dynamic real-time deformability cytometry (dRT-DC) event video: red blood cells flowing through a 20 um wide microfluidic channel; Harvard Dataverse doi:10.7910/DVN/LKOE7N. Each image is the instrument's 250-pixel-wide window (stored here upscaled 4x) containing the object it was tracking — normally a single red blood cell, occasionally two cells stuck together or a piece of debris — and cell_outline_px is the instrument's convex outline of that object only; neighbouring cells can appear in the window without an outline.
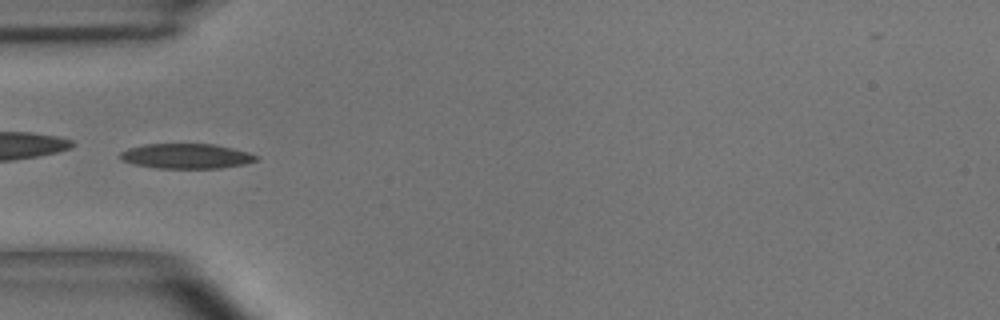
{"species": "common noctule bat (a hibernating species)", "species_latin": "Nyctalus noctula", "temperature_condition": "room temperature", "stored_images_in_passage": 39, "camera_frame_rate_fps": 3000, "um_per_image_px": 0.085, "animal": {"sex": "male", "body_mass_g": 15.6}, "frame": {"image": 1, "passage_image": 1, "time_ms": 0.0, "image_size_px": [1000, 320], "cell_outline_px": [[260, 156], [256, 160], [244, 164], [220, 168], [156, 168], [136, 164], [120, 160], [120, 152], [128, 148], [144, 144], [216, 144], [248, 152]], "centroid_in_image_um": [15.83, 13.26], "position_along_channel_um": 69.2, "area_um2": 19.77}}
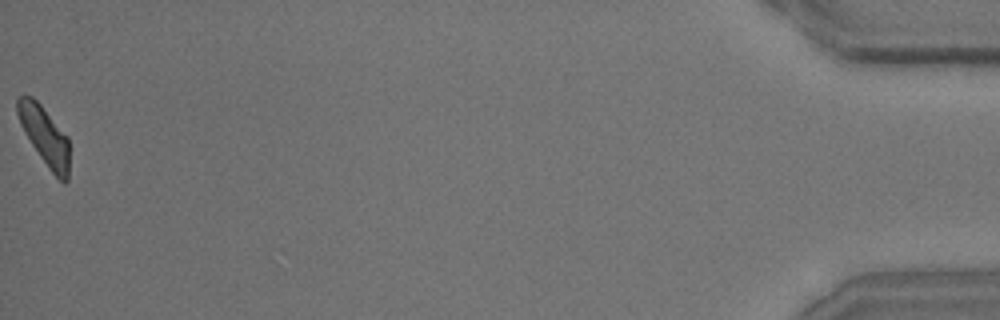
{"frame": {"image": 2, "passage_image": 39, "time_ms": 12.667, "image_size_px": [1000, 320], "cell_outline_px": [[68, 180], [64, 184], [48, 168], [24, 132], [20, 124], [16, 112], [16, 100], [20, 96], [32, 96], [40, 104], [68, 136]], "centroid_in_image_um": [3.78, 11.53], "position_along_channel_um": 431.4, "area_um2": 17.51}, "authors_computed_cell_mechanics": {"area_um2": 18.6116, "velocity_mm_per_s": 3.6138, "shape_relaxation_time_tau1_ms": 5.0052, "shape_relaxation_time_tau2_ms": 3.1683, "deformation_change_tau1": 0.17, "deformation_change_tau2": 0.1054}}